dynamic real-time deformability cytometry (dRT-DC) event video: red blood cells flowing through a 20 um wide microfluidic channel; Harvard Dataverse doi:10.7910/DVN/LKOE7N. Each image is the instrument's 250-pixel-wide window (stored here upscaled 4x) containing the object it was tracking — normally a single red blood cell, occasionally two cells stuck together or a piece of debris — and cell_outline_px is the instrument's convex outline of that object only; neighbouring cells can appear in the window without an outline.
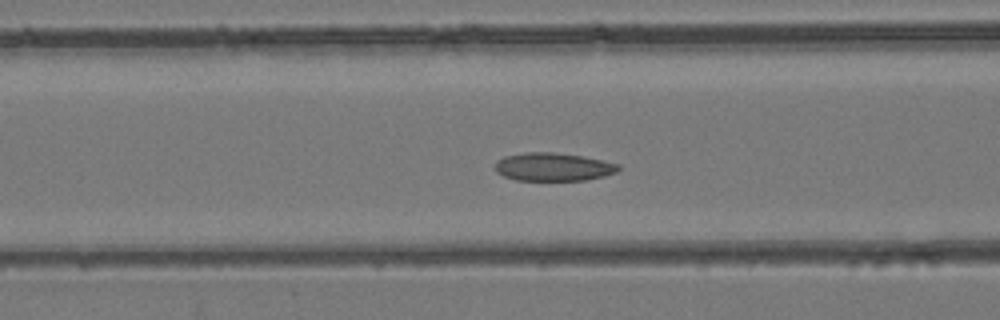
{"species": "common noctule bat (a hibernating species)", "species_latin": "Nyctalus noctula", "temperature_condition": "room temperature", "stored_images_in_passage": 47, "camera_frame_rate_fps": 3000, "um_per_image_px": 0.085, "animal": {"sex": "female", "body_mass_g": 24.6, "forearm_length_mm": 56.2}, "frame": {"image": 1, "passage_image": 19, "time_ms": 6.0, "image_size_px": [1000, 320], "cell_outline_px": [[620, 168], [616, 172], [604, 176], [584, 180], [516, 180], [504, 176], [496, 172], [496, 160], [504, 156], [524, 152], [552, 152], [584, 156], [620, 164]], "centroid_in_image_um": [47.02, 14.18], "position_along_channel_um": 119.6, "area_um2": 20.29}}
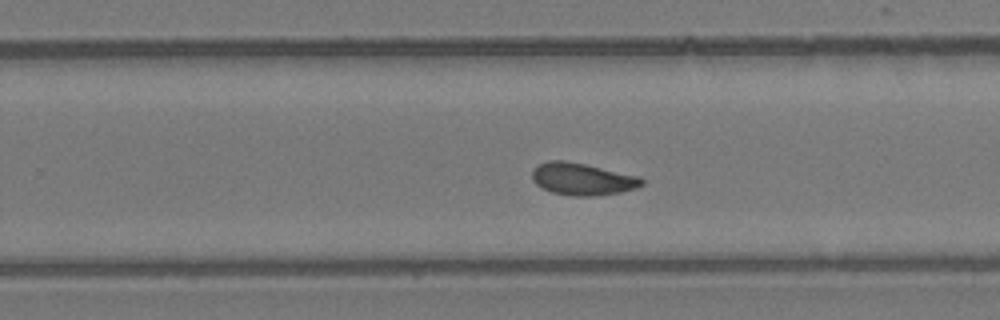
{"frame": {"image": 2, "passage_image": 30, "time_ms": 9.667, "image_size_px": [1000, 320], "cell_outline_px": [[644, 184], [636, 188], [620, 192], [596, 196], [572, 196], [552, 192], [536, 184], [532, 180], [532, 168], [536, 164], [548, 160], [564, 160], [584, 164], [640, 176], [644, 180]], "centroid_in_image_um": [49.48, 15.21], "position_along_channel_um": 280.3, "area_um2": 20.69}}
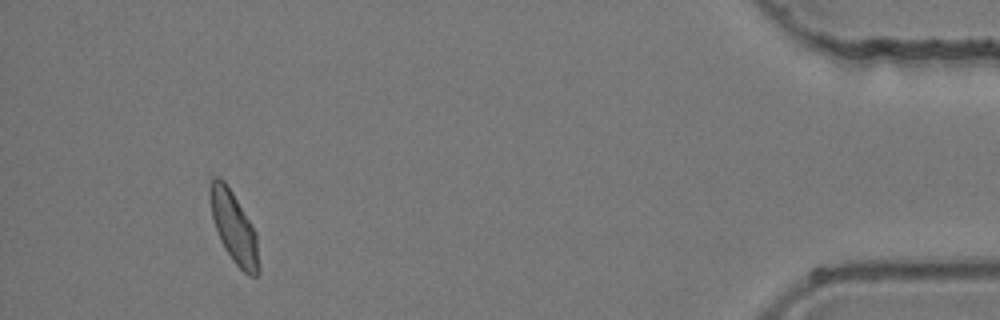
{"frame": {"image": 3, "passage_image": 44, "time_ms": 14.333, "image_size_px": [1000, 320], "cell_outline_px": [[260, 272], [256, 276], [248, 276], [232, 260], [224, 248], [220, 240], [212, 216], [208, 188], [212, 176], [216, 176], [224, 180], [232, 192], [256, 232], [260, 268]], "centroid_in_image_um": [19.88, 19.34], "position_along_channel_um": 415.3, "area_um2": 20.23}}